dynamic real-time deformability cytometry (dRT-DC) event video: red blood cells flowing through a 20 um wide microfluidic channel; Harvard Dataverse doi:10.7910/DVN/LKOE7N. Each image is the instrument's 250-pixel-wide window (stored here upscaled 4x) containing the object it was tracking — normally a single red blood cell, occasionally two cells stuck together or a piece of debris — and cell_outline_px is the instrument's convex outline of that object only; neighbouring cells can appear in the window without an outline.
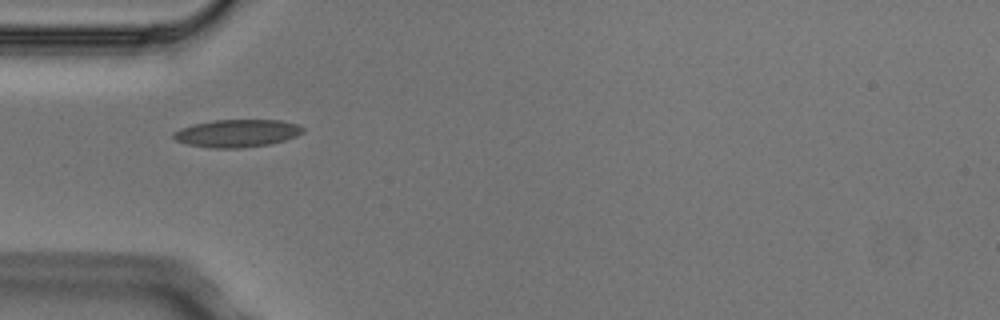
{"species": "Egyptian fruit bat (a non-hibernating species)", "species_latin": "Rousettus aegyptiacus", "temperature_condition": "cold", "stored_images_in_passage": 3, "camera_frame_rate_fps": 3000, "um_per_image_px": 0.085, "animal": {"sex": "male"}, "frame": {"image": 1, "passage_image": 1, "time_ms": 0.0, "image_size_px": [1000, 320], "cell_outline_px": [[304, 132], [296, 136], [272, 144], [240, 148], [208, 148], [188, 144], [176, 140], [172, 136], [172, 132], [180, 128], [192, 124], [212, 120], [280, 120], [300, 124], [304, 128]], "centroid_in_image_um": [20.15, 11.32], "position_along_channel_um": 64.8, "area_um2": 21.1}}
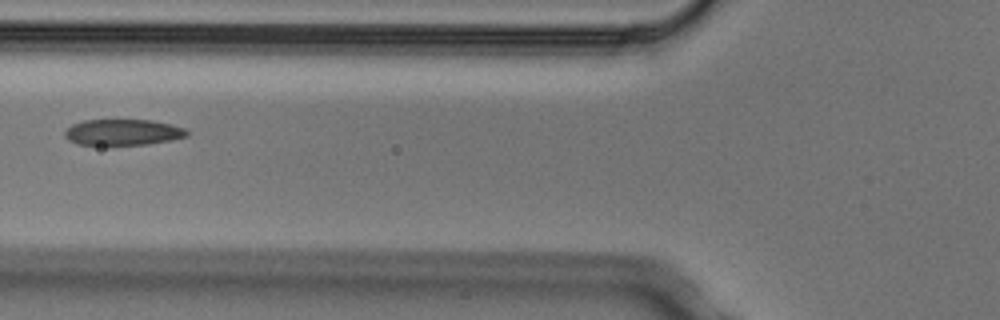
{"frame": {"image": 2, "passage_image": 2, "time_ms": 0.333, "image_size_px": [1000, 320], "cell_outline_px": [[188, 136], [172, 140], [148, 144], [76, 144], [68, 140], [64, 136], [64, 132], [72, 124], [84, 120], [152, 120], [184, 128], [188, 132]], "centroid_in_image_um": [10.43, 11.24], "position_along_channel_um": 115.4, "area_um2": 18.32}}
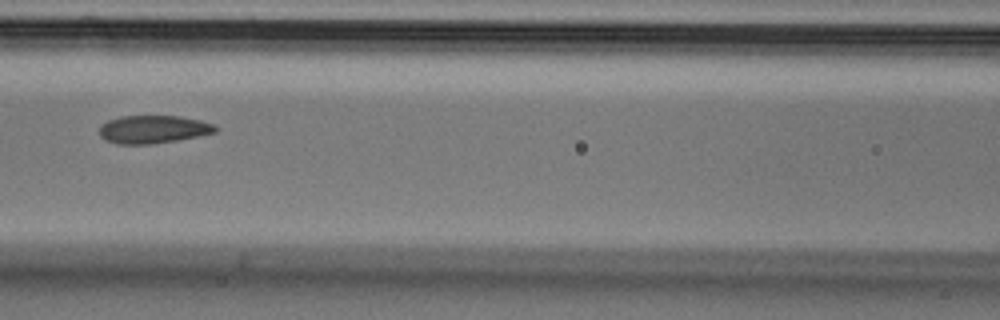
{"frame": {"image": 3, "passage_image": 3, "time_ms": 0.667, "image_size_px": [1000, 320], "cell_outline_px": [[220, 128], [216, 132], [176, 140], [152, 144], [116, 144], [100, 136], [100, 124], [108, 120], [120, 116], [180, 116], [200, 120], [212, 124]], "centroid_in_image_um": [13.01, 10.99], "position_along_channel_um": 153.6, "area_um2": 18.84}}